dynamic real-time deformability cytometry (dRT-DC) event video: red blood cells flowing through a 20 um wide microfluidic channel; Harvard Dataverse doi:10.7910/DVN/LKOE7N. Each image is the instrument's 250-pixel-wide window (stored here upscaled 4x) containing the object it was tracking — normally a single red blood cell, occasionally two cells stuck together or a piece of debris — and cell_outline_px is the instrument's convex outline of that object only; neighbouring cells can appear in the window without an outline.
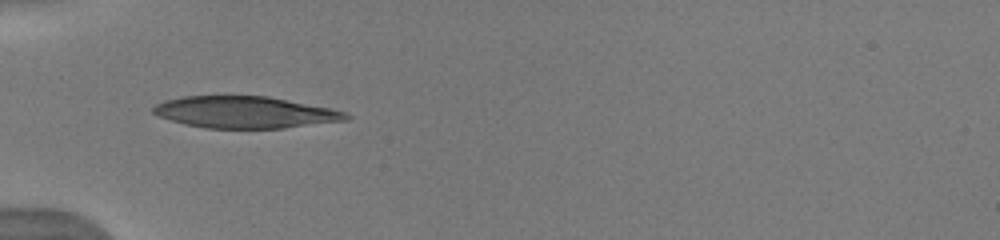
{"species": "human", "species_latin": "Homo sapiens", "temperature_condition": "warm", "stored_images_in_passage": 3, "camera_frame_rate_fps": 3000, "um_per_image_px": 0.085, "donor": {"sex": "male"}, "frame": {"image": 1, "passage_image": 1, "time_ms": 0.0, "image_size_px": [1000, 240], "cell_outline_px": [[352, 116], [348, 120], [284, 128], [204, 128], [184, 124], [160, 116], [152, 112], [152, 108], [156, 104], [164, 100], [180, 96], [268, 96], [332, 108], [344, 112]], "centroid_in_image_um": [20.84, 9.54], "position_along_channel_um": 64.2, "area_um2": 35.72}}